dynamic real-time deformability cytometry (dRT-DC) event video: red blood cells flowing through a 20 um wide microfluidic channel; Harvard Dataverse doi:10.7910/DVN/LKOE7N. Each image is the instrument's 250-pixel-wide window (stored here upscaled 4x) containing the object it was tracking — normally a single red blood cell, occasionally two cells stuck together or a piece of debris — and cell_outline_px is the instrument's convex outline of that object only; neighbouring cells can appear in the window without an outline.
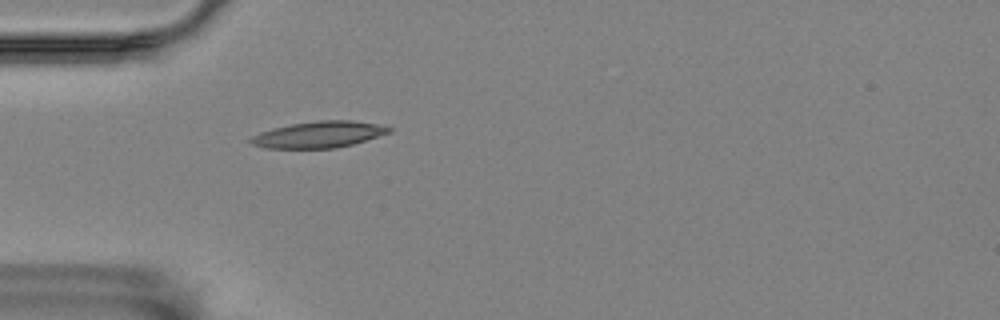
{"species": "Egyptian fruit bat (a non-hibernating species)", "species_latin": "Rousettus aegyptiacus", "temperature_condition": "room temperature", "stored_images_in_passage": 33, "camera_frame_rate_fps": 3000, "um_per_image_px": 0.085, "animal": {"sex": "female"}, "frame": {"image": 1, "passage_image": 13, "time_ms": 4.0, "image_size_px": [1000, 320], "cell_outline_px": [[392, 132], [352, 144], [336, 148], [264, 148], [252, 144], [248, 140], [252, 136], [260, 132], [272, 128], [292, 124], [316, 120], [352, 120], [376, 124], [392, 128]], "centroid_in_image_um": [27.08, 11.43], "position_along_channel_um": 57.9, "area_um2": 21.21}}
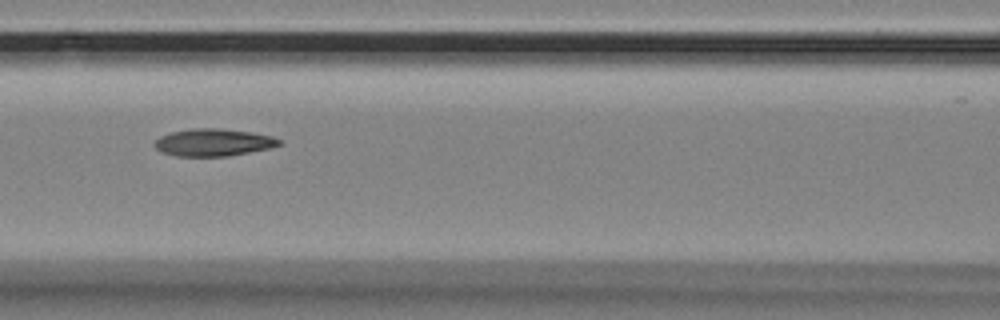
{"frame": {"image": 2, "passage_image": 21, "time_ms": 6.667, "image_size_px": [1000, 320], "cell_outline_px": [[284, 144], [268, 148], [228, 156], [176, 156], [160, 152], [152, 144], [160, 136], [172, 132], [192, 128], [220, 128], [252, 132], [272, 136], [280, 140]], "centroid_in_image_um": [18.12, 12.1], "position_along_channel_um": 148.5, "area_um2": 19.88}}
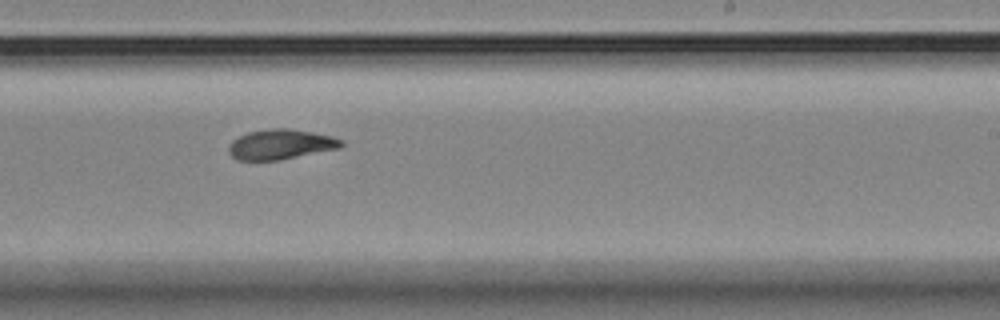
{"frame": {"image": 3, "passage_image": 31, "time_ms": 10.0, "image_size_px": [1000, 320], "cell_outline_px": [[344, 144], [340, 148], [280, 160], [236, 160], [228, 152], [228, 144], [232, 140], [248, 132], [272, 128], [288, 128], [312, 132], [332, 136], [344, 140]], "centroid_in_image_um": [23.86, 12.27], "position_along_channel_um": 265.1, "area_um2": 19.83}}